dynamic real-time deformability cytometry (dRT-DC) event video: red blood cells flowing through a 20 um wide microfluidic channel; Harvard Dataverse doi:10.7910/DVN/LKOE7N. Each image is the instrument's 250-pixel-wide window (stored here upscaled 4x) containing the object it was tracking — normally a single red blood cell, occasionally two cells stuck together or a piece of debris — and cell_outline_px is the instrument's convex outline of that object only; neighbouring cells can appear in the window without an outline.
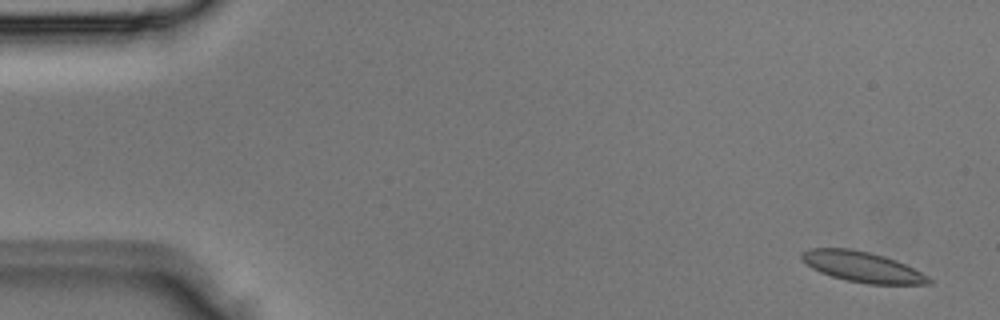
{"species": "Egyptian fruit bat (a non-hibernating species)", "species_latin": "Rousettus aegyptiacus", "temperature_condition": "room temperature", "stored_images_in_passage": 4, "camera_frame_rate_fps": 3000, "um_per_image_px": 0.085, "animal": {"sex": "male"}, "frame": {"image": 1, "passage_image": 1, "time_ms": 0.0, "image_size_px": [1000, 320], "cell_outline_px": [[932, 284], [868, 284], [848, 280], [832, 276], [820, 272], [812, 268], [800, 256], [800, 252], [808, 248], [852, 248], [884, 256], [896, 260], [928, 276], [932, 280]], "centroid_in_image_um": [73.28, 22.67], "position_along_channel_um": 11.7, "area_um2": 22.37}}